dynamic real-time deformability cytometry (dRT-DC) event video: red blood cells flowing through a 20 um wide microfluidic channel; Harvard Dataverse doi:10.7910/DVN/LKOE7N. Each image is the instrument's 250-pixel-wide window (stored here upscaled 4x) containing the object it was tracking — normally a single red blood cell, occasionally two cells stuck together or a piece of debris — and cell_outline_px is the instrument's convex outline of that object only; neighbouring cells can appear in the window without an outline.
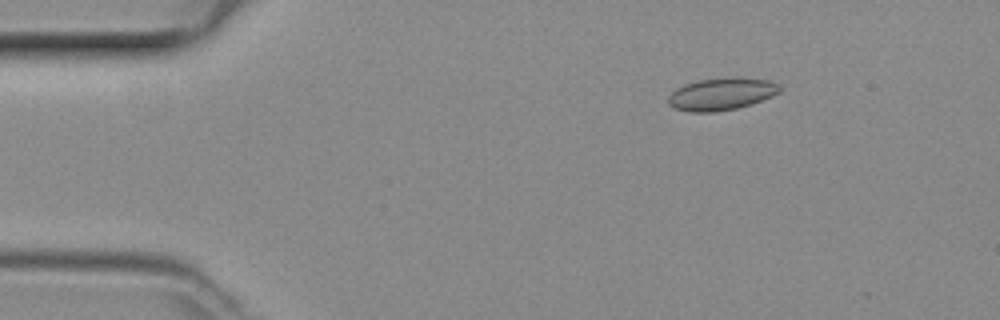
{"species": "common noctule bat (a hibernating species)", "species_latin": "Nyctalus noctula", "temperature_condition": "room temperature", "stored_images_in_passage": 39, "camera_frame_rate_fps": 3000, "um_per_image_px": 0.085, "animal": {"sex": "female", "body_mass_g": 29.2, "forearm_length_mm": 56.3}, "frame": {"image": 1, "passage_image": 2, "time_ms": 0.333, "image_size_px": [1000, 320], "cell_outline_px": [[780, 92], [772, 96], [752, 104], [736, 108], [716, 112], [688, 112], [676, 108], [668, 104], [668, 96], [676, 88], [684, 84], [700, 80], [768, 80], [780, 84]], "centroid_in_image_um": [61.28, 8.05], "position_along_channel_um": 23.7, "area_um2": 20.17}}
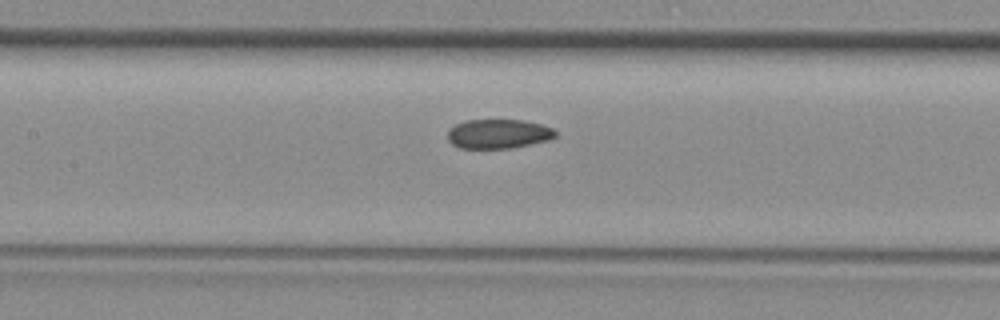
{"frame": {"image": 2, "passage_image": 17, "time_ms": 5.333, "image_size_px": [1000, 320], "cell_outline_px": [[556, 136], [548, 140], [512, 148], [460, 148], [452, 144], [448, 140], [448, 132], [456, 124], [464, 120], [524, 120], [540, 124], [552, 128], [556, 132]], "centroid_in_image_um": [42.36, 11.38], "position_along_channel_um": 165.0, "area_um2": 18.32}}
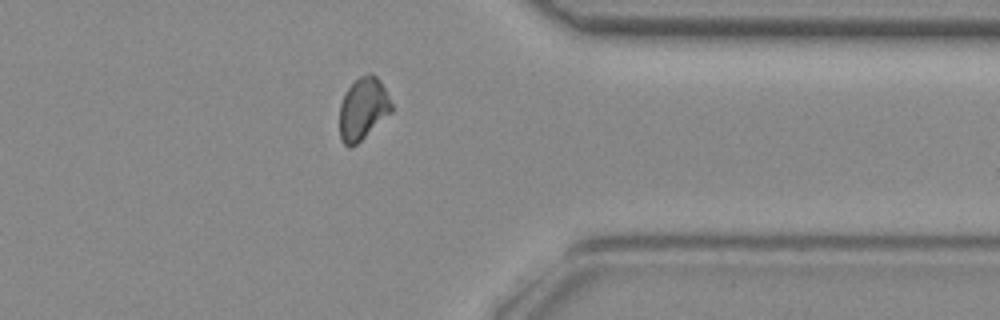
{"frame": {"image": 3, "passage_image": 33, "time_ms": 10.667, "image_size_px": [1000, 320], "cell_outline_px": [[392, 112], [352, 148], [348, 148], [340, 140], [340, 104], [348, 88], [360, 76], [368, 72], [372, 72], [380, 80], [392, 104]], "centroid_in_image_um": [30.85, 9.25], "position_along_channel_um": 380.5, "area_um2": 18.79}}